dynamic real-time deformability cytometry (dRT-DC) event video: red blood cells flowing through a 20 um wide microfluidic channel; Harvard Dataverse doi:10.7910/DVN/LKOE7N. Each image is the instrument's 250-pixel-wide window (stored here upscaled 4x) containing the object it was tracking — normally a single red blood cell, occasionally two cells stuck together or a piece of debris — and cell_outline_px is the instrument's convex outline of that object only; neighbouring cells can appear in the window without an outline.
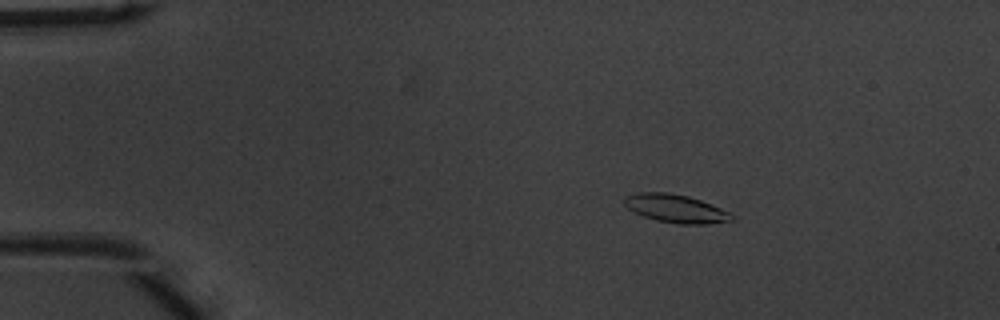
{"species": "common noctule bat (a hibernating species)", "species_latin": "Nyctalus noctula", "temperature_condition": "warm", "stored_images_in_passage": 45, "camera_frame_rate_fps": 3000, "um_per_image_px": 0.085, "animal": {"sex": "male", "body_mass_g": 20.1, "forearm_length_mm": 53.5}, "frame": {"image": 1, "passage_image": 3, "time_ms": 0.667, "image_size_px": [1000, 320], "cell_outline_px": [[732, 220], [708, 224], [680, 224], [656, 220], [644, 216], [628, 208], [624, 204], [624, 196], [640, 192], [668, 192], [688, 196], [712, 204], [728, 212], [732, 216]], "centroid_in_image_um": [57.41, 17.72], "position_along_channel_um": 27.6, "area_um2": 17.46}}
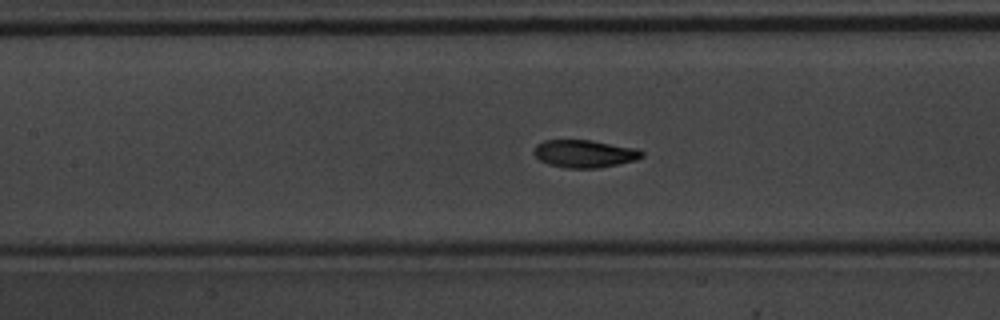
{"frame": {"image": 2, "passage_image": 18, "time_ms": 5.667, "image_size_px": [1000, 320], "cell_outline_px": [[644, 156], [636, 160], [596, 168], [564, 168], [548, 164], [540, 160], [532, 152], [536, 144], [544, 140], [592, 140], [636, 148], [644, 152]], "centroid_in_image_um": [49.66, 13.06], "position_along_channel_um": 157.7, "area_um2": 17.46}}
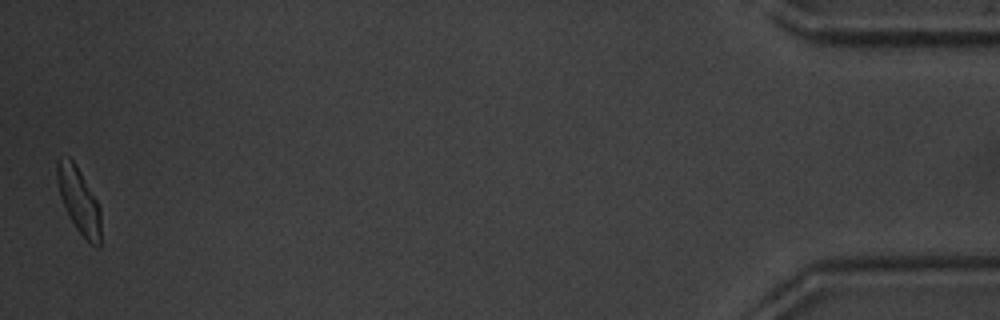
{"frame": {"image": 3, "passage_image": 45, "time_ms": 14.667, "image_size_px": [1000, 320], "cell_outline_px": [[100, 248], [96, 248], [76, 228], [68, 216], [60, 196], [56, 176], [56, 164], [68, 156], [76, 164], [96, 200], [100, 208]], "centroid_in_image_um": [6.7, 17.06], "position_along_channel_um": 428.5, "area_um2": 16.36}, "authors_computed_cell_mechanics": {"area_um2": 17.2244, "velocity_mm_per_s": 3.9789, "shape_relaxation_time_tau1_ms": 2.2416, "shape_relaxation_time_tau2_ms": 1.4798, "deformation_change_tau1": 0.1358, "deformation_change_tau2": 0.0542}}